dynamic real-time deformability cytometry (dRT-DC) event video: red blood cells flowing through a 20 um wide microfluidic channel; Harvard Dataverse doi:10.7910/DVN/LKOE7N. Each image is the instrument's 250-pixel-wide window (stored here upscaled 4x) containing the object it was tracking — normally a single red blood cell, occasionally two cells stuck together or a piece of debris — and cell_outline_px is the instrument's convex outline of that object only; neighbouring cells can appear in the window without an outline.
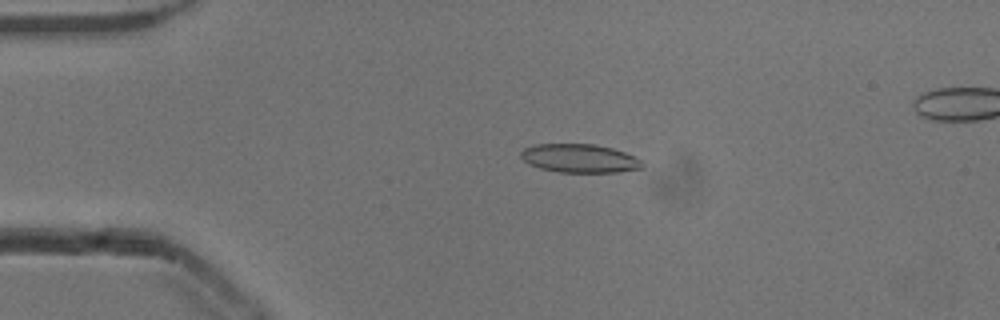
{"species": "common noctule bat (a hibernating species)", "species_latin": "Nyctalus noctula", "temperature_condition": "cold", "stored_images_in_passage": 50, "camera_frame_rate_fps": 3000, "um_per_image_px": 0.085, "animal": {"sex": "male", "body_mass_g": 13.3}, "frame": {"image": 1, "passage_image": 8, "time_ms": 2.333, "image_size_px": [1000, 320], "cell_outline_px": [[644, 168], [616, 172], [560, 172], [540, 168], [528, 164], [520, 156], [520, 152], [524, 148], [536, 144], [596, 144], [612, 148], [624, 152], [640, 160], [644, 164]], "centroid_in_image_um": [49.25, 13.46], "position_along_channel_um": 35.7, "area_um2": 20.17}}
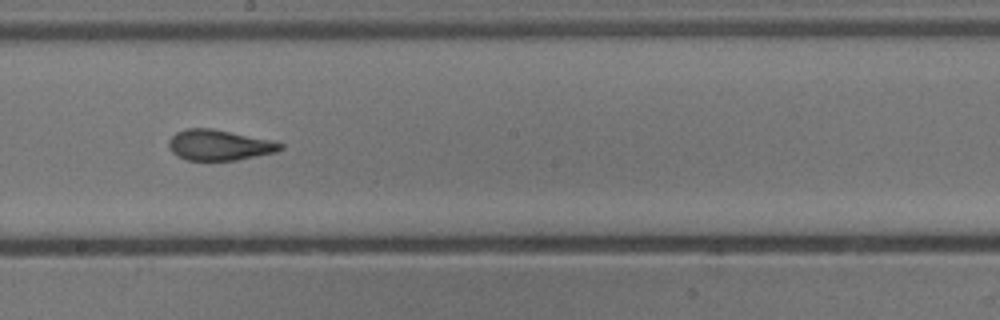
{"frame": {"image": 2, "passage_image": 26, "time_ms": 8.333, "image_size_px": [1000, 320], "cell_outline_px": [[284, 148], [276, 152], [236, 160], [188, 160], [176, 156], [172, 152], [168, 144], [168, 140], [176, 132], [184, 128], [212, 128], [272, 140], [284, 144]], "centroid_in_image_um": [18.63, 12.32], "position_along_channel_um": 229.6, "area_um2": 20.0}}
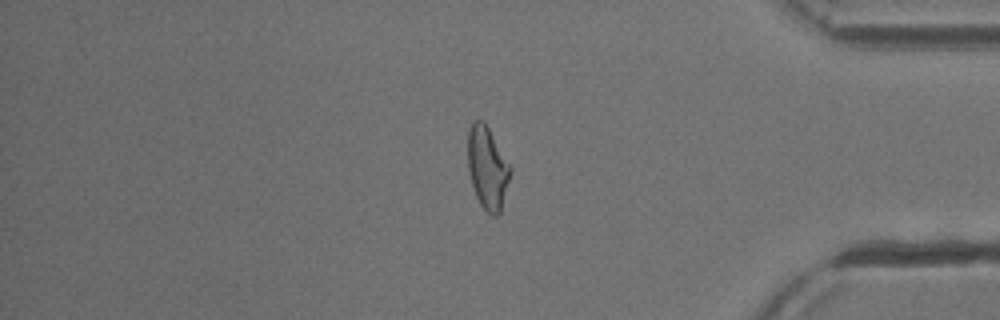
{"frame": {"image": 3, "passage_image": 41, "time_ms": 13.333, "image_size_px": [1000, 320], "cell_outline_px": [[512, 172], [500, 212], [496, 216], [492, 216], [480, 204], [476, 196], [472, 184], [468, 168], [468, 128], [472, 120], [484, 120], [512, 168]], "centroid_in_image_um": [41.43, 14.24], "position_along_channel_um": 393.8, "area_um2": 20.52}, "authors_computed_cell_mechanics": {"area_um2": 20.519, "velocity_mm_per_s": 3.8638, "shape_relaxation_time_tau1_ms": 5.0077, "shape_relaxation_time_tau2_ms": 1.3877, "deformation_change_tau1": 0.1946, "deformation_change_tau2": 0.0963}}